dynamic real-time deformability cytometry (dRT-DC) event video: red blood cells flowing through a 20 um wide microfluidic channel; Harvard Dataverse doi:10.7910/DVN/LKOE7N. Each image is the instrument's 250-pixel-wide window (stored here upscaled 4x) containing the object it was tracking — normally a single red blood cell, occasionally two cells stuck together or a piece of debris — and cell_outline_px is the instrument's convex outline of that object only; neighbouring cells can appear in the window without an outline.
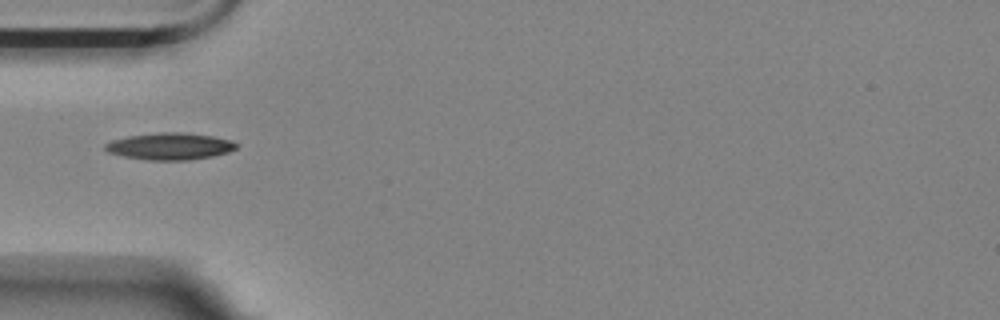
{"species": "Egyptian fruit bat (a non-hibernating species)", "species_latin": "Rousettus aegyptiacus", "temperature_condition": "room temperature", "stored_images_in_passage": 40, "camera_frame_rate_fps": 3000, "um_per_image_px": 0.085, "animal": {"sex": "female"}, "frame": {"image": 1, "passage_image": 1, "time_ms": 0.0, "image_size_px": [1000, 320], "cell_outline_px": [[240, 144], [236, 148], [228, 152], [212, 156], [188, 160], [148, 160], [124, 156], [108, 152], [104, 148], [104, 144], [112, 140], [128, 136], [160, 132], [180, 132], [212, 136], [232, 140]], "centroid_in_image_um": [14.45, 12.43], "position_along_channel_um": 70.5, "area_um2": 20.52}}
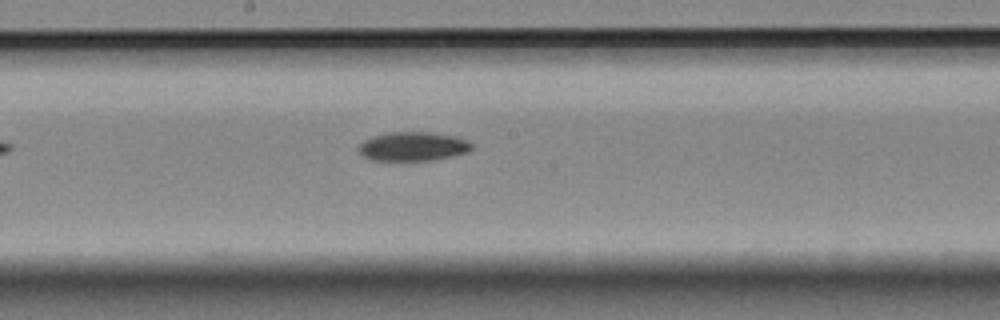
{"frame": {"image": 2, "passage_image": 13, "time_ms": 4.0, "image_size_px": [1000, 320], "cell_outline_px": [[472, 148], [468, 152], [452, 156], [432, 160], [368, 160], [360, 152], [360, 144], [364, 140], [372, 136], [388, 132], [428, 132], [456, 136], [472, 144]], "centroid_in_image_um": [35.09, 12.44], "position_along_channel_um": 213.1, "area_um2": 18.96}}
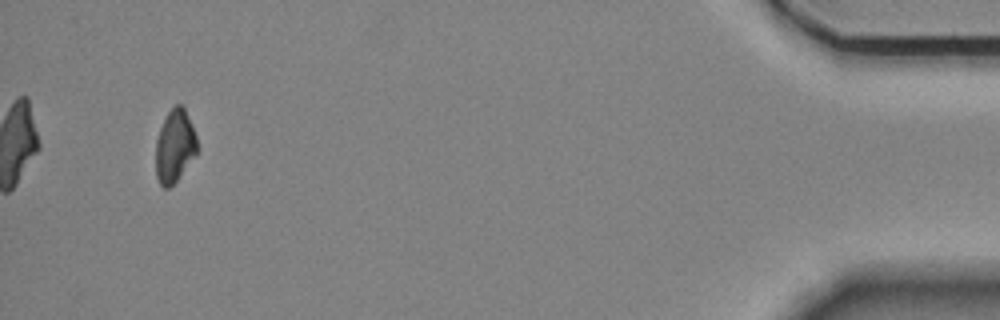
{"frame": {"image": 3, "passage_image": 37, "time_ms": 12.0, "image_size_px": [1000, 320], "cell_outline_px": [[196, 156], [176, 180], [168, 188], [164, 188], [160, 184], [156, 176], [156, 140], [160, 128], [168, 112], [176, 104], [180, 104], [184, 108], [196, 136]], "centroid_in_image_um": [14.84, 12.43], "position_along_channel_um": 420.4, "area_um2": 17.22}, "authors_computed_cell_mechanics": {"area_um2": 19.074, "velocity_mm_per_s": 3.5387, "shape_relaxation_time_tau1_ms": 7.2969, "shape_relaxation_time_tau2_ms": null, "deformation_change_tau1": 0.1452, "deformation_change_tau2": null}}